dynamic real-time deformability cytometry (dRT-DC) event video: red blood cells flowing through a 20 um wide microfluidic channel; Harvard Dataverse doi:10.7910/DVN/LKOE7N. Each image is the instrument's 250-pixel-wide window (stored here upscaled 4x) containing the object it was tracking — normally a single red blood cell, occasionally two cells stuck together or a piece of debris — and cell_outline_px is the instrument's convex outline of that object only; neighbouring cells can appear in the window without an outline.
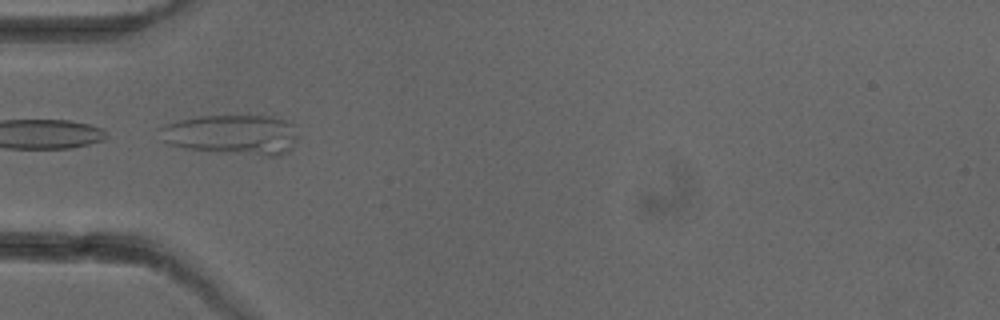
{"species": "common noctule bat (a hibernating species)", "species_latin": "Nyctalus noctula", "temperature_condition": "cold", "stored_images_in_passage": 6, "camera_frame_rate_fps": 3000, "um_per_image_px": 0.085, "animal": {"sex": "female"}, "frame": {"image": 1, "passage_image": 4, "time_ms": 4.667, "image_size_px": [1000, 320], "cell_outline_px": [[296, 140], [292, 148], [288, 152], [280, 156], [264, 156], [216, 152], [184, 148], [168, 144], [160, 140], [156, 128], [164, 124], [180, 120], [200, 116], [272, 116], [284, 120], [292, 124], [296, 136]], "centroid_in_image_um": [19.66, 11.46], "position_along_channel_um": 65.3, "area_um2": 32.66}}
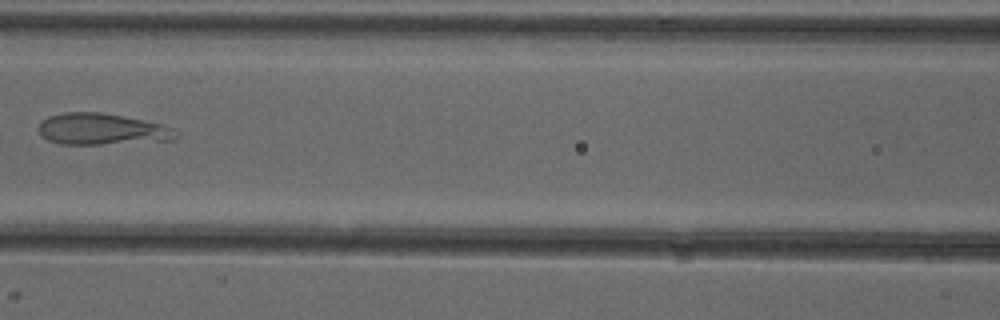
{"frame": {"image": 2, "passage_image": 6, "time_ms": 7.0, "image_size_px": [1000, 320], "cell_outline_px": [[180, 136], [172, 140], [100, 144], [60, 144], [48, 140], [40, 136], [40, 120], [48, 116], [64, 112], [100, 112], [160, 124], [176, 128], [180, 132]], "centroid_in_image_um": [8.67, 10.98], "position_along_channel_um": 157.9, "area_um2": 25.14}}